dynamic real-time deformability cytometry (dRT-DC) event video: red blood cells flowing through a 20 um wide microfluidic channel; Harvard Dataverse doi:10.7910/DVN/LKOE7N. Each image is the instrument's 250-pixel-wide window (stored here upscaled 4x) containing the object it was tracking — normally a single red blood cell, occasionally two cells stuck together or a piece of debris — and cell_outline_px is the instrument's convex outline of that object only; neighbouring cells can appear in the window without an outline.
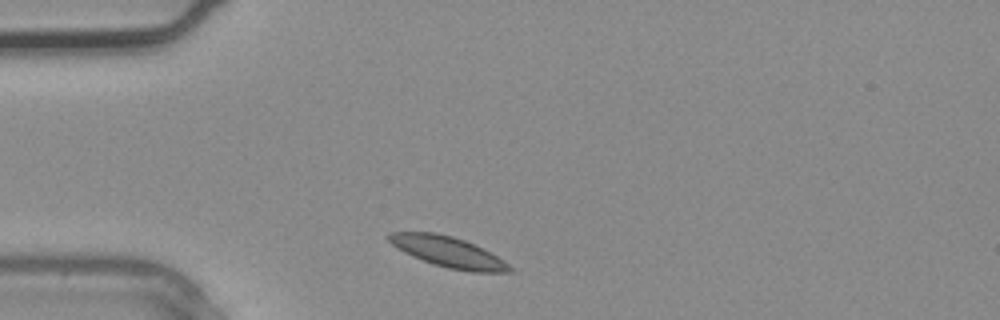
{"species": "common noctule bat (a hibernating species)", "species_latin": "Nyctalus noctula", "temperature_condition": "warm", "stored_images_in_passage": 1, "camera_frame_rate_fps": 3000, "um_per_image_px": 0.085, "animal": {"sex": "male", "body_mass_g": 20.4}, "frame": {"image": 1, "passage_image": 1, "time_ms": 0.0, "image_size_px": [1000, 320], "cell_outline_px": [[512, 272], [472, 272], [448, 268], [432, 264], [412, 256], [404, 252], [392, 244], [384, 236], [388, 232], [436, 232], [452, 236], [464, 240], [504, 260], [512, 268]], "centroid_in_image_um": [38.04, 21.41], "position_along_channel_um": 47.0, "area_um2": 21.39}}